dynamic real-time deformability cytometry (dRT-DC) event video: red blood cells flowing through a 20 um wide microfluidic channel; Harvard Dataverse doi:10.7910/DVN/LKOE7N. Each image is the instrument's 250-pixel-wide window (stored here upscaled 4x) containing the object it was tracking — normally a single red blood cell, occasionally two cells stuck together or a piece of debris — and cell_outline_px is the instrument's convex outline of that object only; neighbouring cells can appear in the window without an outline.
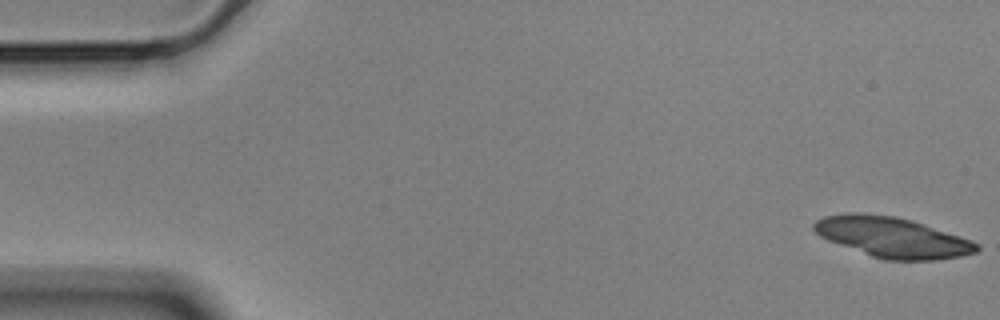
{"species": "Egyptian fruit bat (a non-hibernating species)", "species_latin": "Rousettus aegyptiacus", "temperature_condition": "cold", "stored_images_in_passage": 13, "camera_frame_rate_fps": 3000, "um_per_image_px": 0.085, "animal": {"sex": "male"}, "frame": {"image": 1, "passage_image": 1, "time_ms": 0.0, "image_size_px": [1000, 320], "cell_outline_px": [[980, 248], [976, 252], [960, 256], [932, 260], [888, 260], [872, 256], [828, 240], [820, 236], [812, 228], [812, 224], [816, 220], [824, 216], [848, 212], [864, 212], [896, 216], [912, 220], [972, 240], [980, 244]], "centroid_in_image_um": [75.83, 20.15], "position_along_channel_um": 9.2, "area_um2": 38.26}}